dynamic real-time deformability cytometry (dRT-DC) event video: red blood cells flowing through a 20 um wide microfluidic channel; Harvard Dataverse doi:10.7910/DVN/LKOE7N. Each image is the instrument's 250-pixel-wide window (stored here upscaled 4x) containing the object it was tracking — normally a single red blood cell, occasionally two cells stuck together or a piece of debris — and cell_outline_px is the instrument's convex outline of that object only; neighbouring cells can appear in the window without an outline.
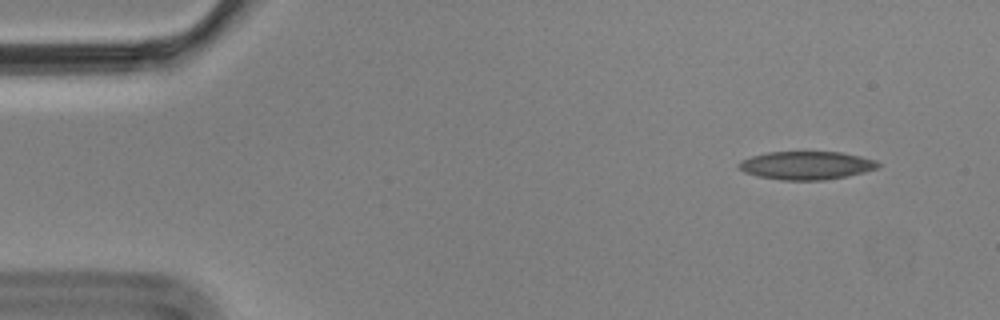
{"species": "Egyptian fruit bat (a non-hibernating species)", "species_latin": "Rousettus aegyptiacus", "temperature_condition": "cold", "stored_images_in_passage": 5, "camera_frame_rate_fps": 3000, "um_per_image_px": 0.085, "animal": {"sex": "male"}, "frame": {"image": 1, "passage_image": 2, "time_ms": 0.333, "image_size_px": [1000, 320], "cell_outline_px": [[880, 168], [848, 176], [824, 180], [780, 180], [756, 176], [744, 172], [736, 164], [740, 160], [752, 156], [768, 152], [840, 152], [860, 156], [876, 160], [880, 164]], "centroid_in_image_um": [68.54, 14.06], "position_along_channel_um": 16.5, "area_um2": 23.06}}
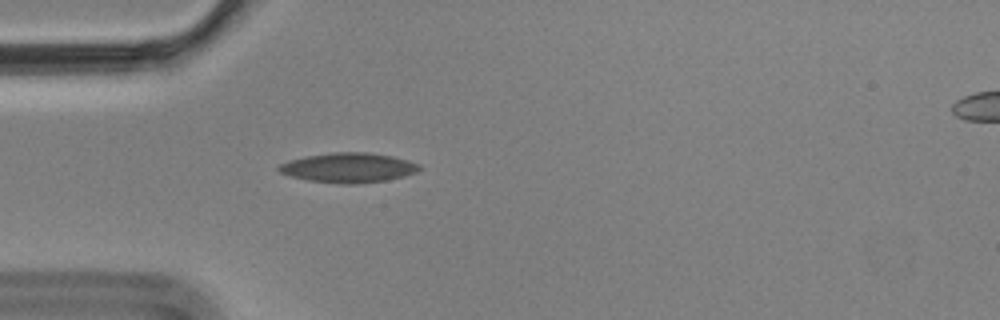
{"frame": {"image": 2, "passage_image": 5, "time_ms": 1.333, "image_size_px": [1000, 320], "cell_outline_px": [[420, 168], [416, 172], [404, 176], [388, 180], [356, 184], [340, 184], [308, 180], [292, 176], [280, 172], [276, 168], [280, 164], [288, 160], [308, 156], [332, 152], [368, 152], [392, 156], [408, 160], [420, 164]], "centroid_in_image_um": [29.63, 14.25], "position_along_channel_um": 55.4, "area_um2": 24.33}}